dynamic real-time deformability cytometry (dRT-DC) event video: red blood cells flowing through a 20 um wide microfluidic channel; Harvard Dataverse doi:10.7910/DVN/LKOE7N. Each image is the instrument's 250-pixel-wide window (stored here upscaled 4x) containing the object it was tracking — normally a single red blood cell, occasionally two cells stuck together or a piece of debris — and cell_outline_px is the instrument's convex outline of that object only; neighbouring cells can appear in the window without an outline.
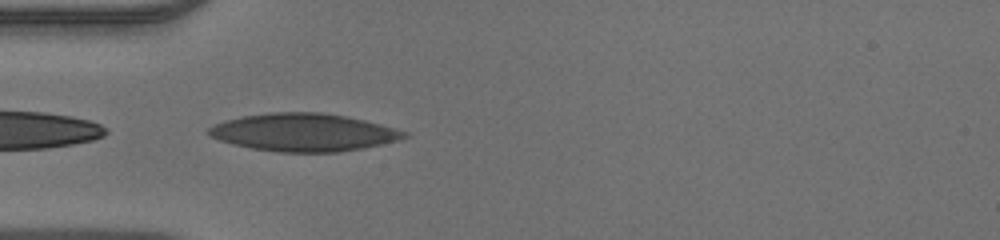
{"species": "human", "species_latin": "Homo sapiens", "temperature_condition": "warm", "stored_images_in_passage": 30, "camera_frame_rate_fps": 3000, "um_per_image_px": 0.085, "donor": {"sex": "male"}, "frame": {"image": 1, "passage_image": 1, "time_ms": 0.0, "image_size_px": [1000, 240], "cell_outline_px": [[412, 136], [380, 144], [360, 148], [336, 152], [280, 152], [252, 148], [220, 140], [208, 136], [208, 128], [216, 124], [240, 116], [272, 112], [320, 112], [344, 116], [364, 120], [380, 124], [408, 132]], "centroid_in_image_um": [25.81, 11.24], "position_along_channel_um": 59.2, "area_um2": 42.6}}
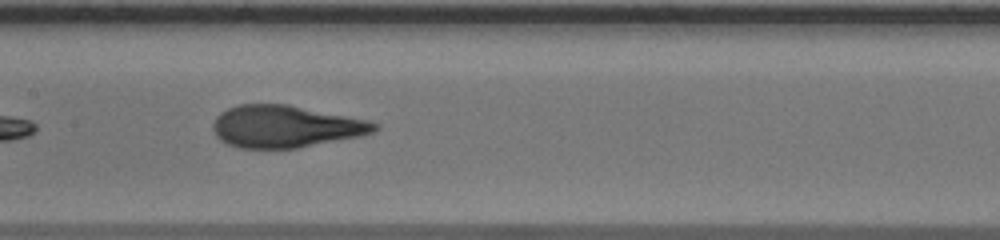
{"frame": {"image": 2, "passage_image": 10, "time_ms": 3.0, "image_size_px": [1000, 240], "cell_outline_px": [[380, 128], [372, 132], [360, 136], [296, 148], [240, 148], [228, 144], [220, 140], [216, 136], [212, 128], [212, 124], [216, 116], [220, 112], [228, 108], [240, 104], [288, 104], [372, 120], [380, 124]], "centroid_in_image_um": [24.29, 10.74], "position_along_channel_um": 183.1, "area_um2": 39.94}}
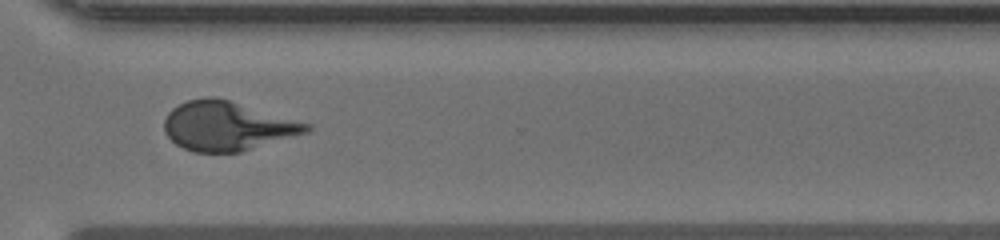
{"frame": {"image": 3, "passage_image": 22, "time_ms": 7.0, "image_size_px": [1000, 240], "cell_outline_px": [[312, 128], [308, 132], [240, 152], [192, 152], [176, 144], [164, 132], [164, 120], [168, 112], [172, 108], [188, 100], [208, 96], [212, 96], [228, 100], [312, 124]], "centroid_in_image_um": [19.3, 10.71], "position_along_channel_um": 351.3, "area_um2": 40.52}}